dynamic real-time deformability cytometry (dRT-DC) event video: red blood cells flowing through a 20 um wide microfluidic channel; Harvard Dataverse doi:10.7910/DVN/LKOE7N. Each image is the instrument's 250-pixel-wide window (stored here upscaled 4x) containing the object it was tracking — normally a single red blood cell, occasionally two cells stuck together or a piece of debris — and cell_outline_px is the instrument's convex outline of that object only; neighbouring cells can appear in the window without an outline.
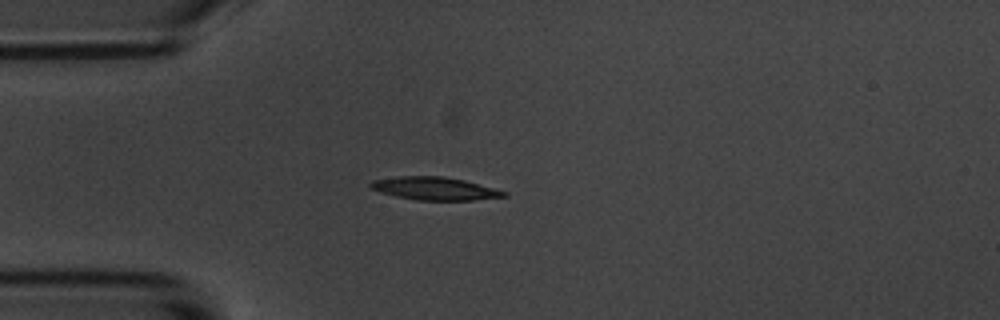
{"species": "common noctule bat (a hibernating species)", "species_latin": "Nyctalus noctula", "temperature_condition": "room temperature", "stored_images_in_passage": 42, "camera_frame_rate_fps": 3000, "um_per_image_px": 0.085, "animal": {"sex": "male", "body_mass_g": 20.1, "forearm_length_mm": 53.5}, "frame": {"image": 1, "passage_image": 1, "time_ms": 0.0, "image_size_px": [1000, 320], "cell_outline_px": [[508, 196], [472, 200], [416, 200], [396, 196], [380, 192], [372, 188], [368, 184], [372, 180], [400, 176], [440, 176], [464, 180], [508, 192]], "centroid_in_image_um": [36.95, 16.02], "position_along_channel_um": 48.1, "area_um2": 17.69}}
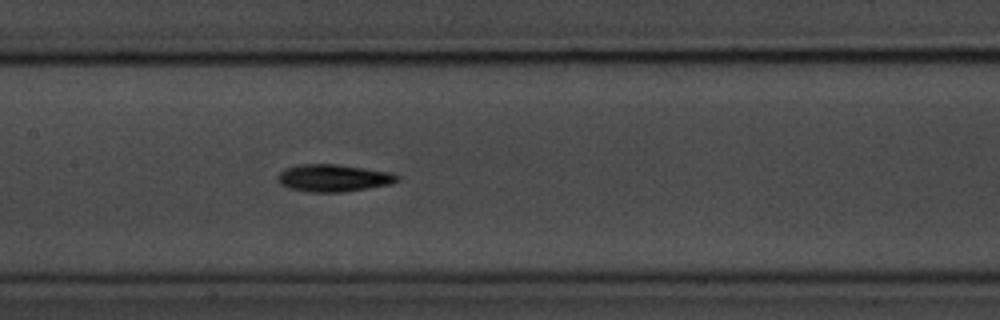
{"frame": {"image": 2, "passage_image": 13, "time_ms": 4.0, "image_size_px": [1000, 320], "cell_outline_px": [[400, 180], [392, 184], [344, 192], [304, 192], [288, 188], [280, 184], [276, 180], [276, 176], [280, 172], [288, 168], [300, 164], [336, 164], [392, 172], [400, 176]], "centroid_in_image_um": [28.35, 15.14], "position_along_channel_um": 179.1, "area_um2": 19.25}}
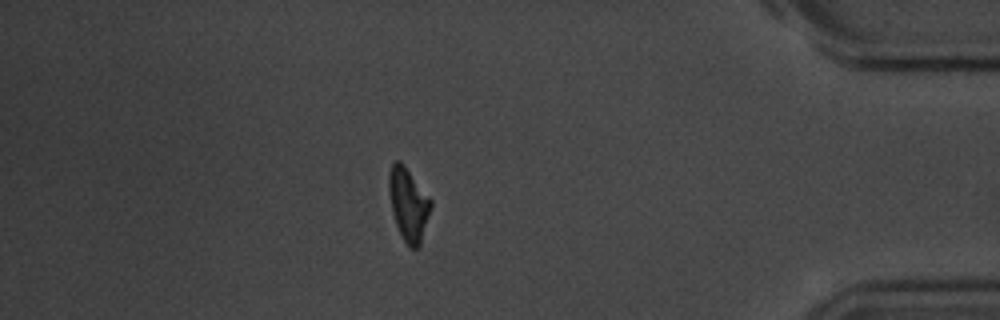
{"frame": {"image": 3, "passage_image": 35, "time_ms": 11.333, "image_size_px": [1000, 320], "cell_outline_px": [[432, 204], [420, 244], [416, 248], [412, 248], [404, 240], [396, 224], [392, 212], [388, 192], [388, 172], [392, 160], [400, 160], [404, 164], [432, 200]], "centroid_in_image_um": [34.69, 17.28], "position_along_channel_um": 400.5, "area_um2": 17.8}, "authors_computed_cell_mechanics": {"area_um2": 17.8891, "velocity_mm_per_s": 3.571, "shape_relaxation_time_tau1_ms": 3.1122, "shape_relaxation_time_tau2_ms": 7.3068, "deformation_change_tau1": 0.1634, "deformation_change_tau2": 0.1582}}